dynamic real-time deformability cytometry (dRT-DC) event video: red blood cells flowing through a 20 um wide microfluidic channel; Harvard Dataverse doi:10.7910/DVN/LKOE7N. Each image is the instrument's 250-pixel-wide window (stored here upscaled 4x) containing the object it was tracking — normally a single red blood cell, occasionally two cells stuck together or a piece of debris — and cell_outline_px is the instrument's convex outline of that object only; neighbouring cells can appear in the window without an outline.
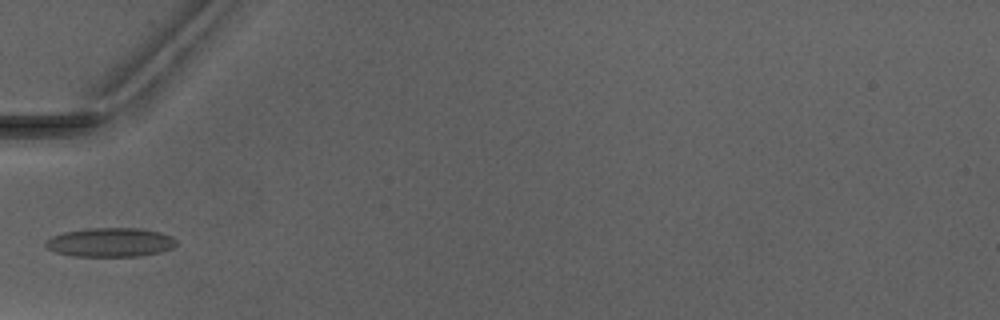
{"species": "Egyptian fruit bat (a non-hibernating species)", "species_latin": "Rousettus aegyptiacus", "temperature_condition": "warm", "stored_images_in_passage": 5, "camera_frame_rate_fps": 3000, "um_per_image_px": 0.085, "animal": {"sex": "male"}, "frame": {"image": 1, "passage_image": 5, "time_ms": 5.667, "image_size_px": [1000, 320], "cell_outline_px": [[176, 244], [172, 248], [160, 252], [140, 256], [72, 256], [56, 252], [48, 248], [44, 244], [44, 240], [52, 236], [64, 232], [88, 228], [140, 228], [160, 232], [172, 236], [176, 240]], "centroid_in_image_um": [9.37, 20.59], "position_along_channel_um": 75.6, "area_um2": 22.2}}